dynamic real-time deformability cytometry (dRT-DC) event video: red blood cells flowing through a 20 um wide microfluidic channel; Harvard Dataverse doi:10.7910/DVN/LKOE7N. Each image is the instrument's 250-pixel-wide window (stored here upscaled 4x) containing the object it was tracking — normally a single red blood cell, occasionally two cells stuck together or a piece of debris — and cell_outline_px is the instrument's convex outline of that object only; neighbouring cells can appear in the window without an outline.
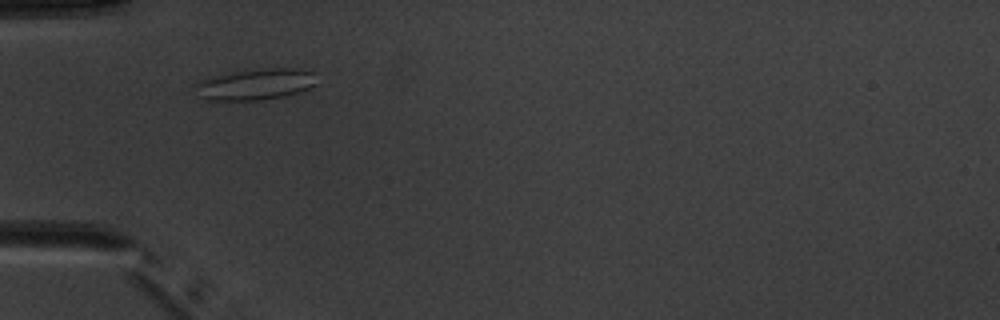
{"species": "common noctule bat (a hibernating species)", "species_latin": "Nyctalus noctula", "temperature_condition": "warm", "stored_images_in_passage": 3, "camera_frame_rate_fps": 3000, "um_per_image_px": 0.085, "animal": {"sex": "male", "body_mass_g": 20.1, "forearm_length_mm": 53.5}, "frame": {"image": 1, "passage_image": 2, "time_ms": 2.0, "image_size_px": [1000, 320], "cell_outline_px": [[316, 84], [308, 88], [284, 96], [256, 100], [208, 100], [200, 96], [196, 84], [200, 80], [208, 76], [236, 72], [272, 68], [300, 68], [316, 72]], "centroid_in_image_um": [21.76, 7.15], "position_along_channel_um": 63.2, "area_um2": 21.79}}
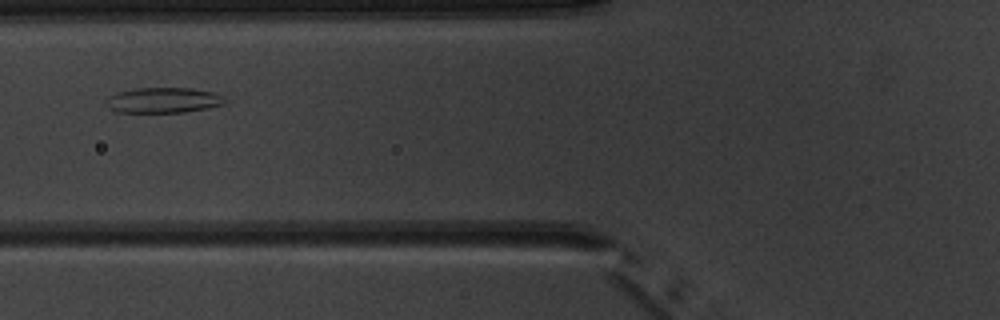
{"frame": {"image": 2, "passage_image": 3, "time_ms": 3.333, "image_size_px": [1000, 320], "cell_outline_px": [[224, 104], [208, 108], [184, 112], [116, 112], [108, 108], [104, 104], [104, 100], [108, 96], [116, 92], [136, 88], [192, 88], [212, 92], [224, 96]], "centroid_in_image_um": [13.81, 8.52], "position_along_channel_um": 112.0, "area_um2": 17.74}}